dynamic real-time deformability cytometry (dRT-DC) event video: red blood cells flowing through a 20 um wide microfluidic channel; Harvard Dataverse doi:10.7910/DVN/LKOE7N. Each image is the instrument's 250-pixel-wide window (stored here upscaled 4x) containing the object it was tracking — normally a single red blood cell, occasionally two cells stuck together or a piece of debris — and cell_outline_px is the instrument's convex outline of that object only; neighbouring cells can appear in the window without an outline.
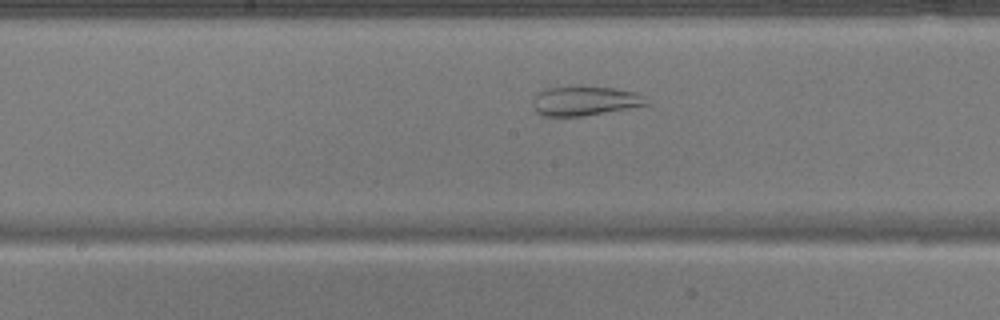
{"species": "common noctule bat (a hibernating species)", "species_latin": "Nyctalus noctula", "temperature_condition": "warm", "stored_images_in_passage": 16, "camera_frame_rate_fps": 3000, "um_per_image_px": 0.085, "animal": {"sex": "male", "body_mass_g": 17.9}, "frame": {"image": 1, "passage_image": 14, "time_ms": 4.333, "image_size_px": [1000, 320], "cell_outline_px": [[652, 104], [580, 116], [540, 116], [536, 112], [532, 104], [532, 100], [540, 92], [548, 88], [612, 88], [636, 92], [644, 96]], "centroid_in_image_um": [49.73, 8.6], "position_along_channel_um": 198.5, "area_um2": 18.9}}